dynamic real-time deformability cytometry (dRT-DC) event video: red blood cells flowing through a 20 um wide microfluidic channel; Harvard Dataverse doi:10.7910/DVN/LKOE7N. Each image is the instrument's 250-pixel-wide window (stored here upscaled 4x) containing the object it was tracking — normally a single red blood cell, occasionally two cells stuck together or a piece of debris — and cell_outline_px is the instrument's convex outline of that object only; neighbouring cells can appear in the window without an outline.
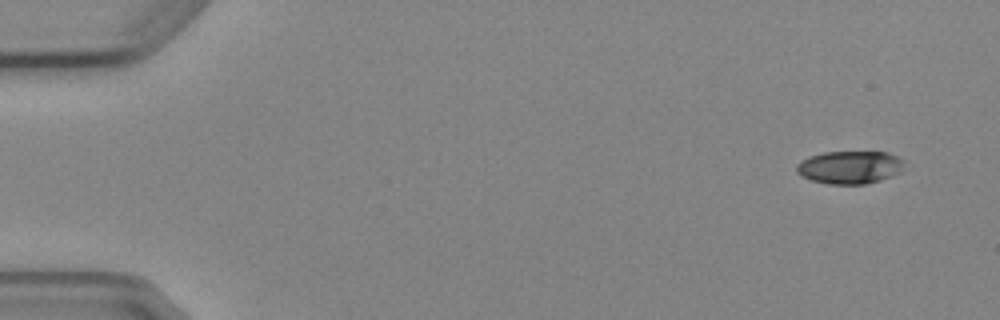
{"species": "Egyptian fruit bat (a non-hibernating species)", "species_latin": "Rousettus aegyptiacus", "temperature_condition": "cold", "stored_images_in_passage": 5, "camera_frame_rate_fps": 3000, "um_per_image_px": 0.085, "animal": {"sex": "female"}, "frame": {"image": 1, "passage_image": 1, "time_ms": 0.0, "image_size_px": [1000, 320], "cell_outline_px": [[904, 160], [900, 172], [892, 176], [880, 180], [864, 184], [828, 184], [812, 180], [800, 176], [796, 172], [796, 164], [800, 160], [808, 156], [824, 152], [888, 152]], "centroid_in_image_um": [72.19, 14.21], "position_along_channel_um": 12.8, "area_um2": 20.75}}
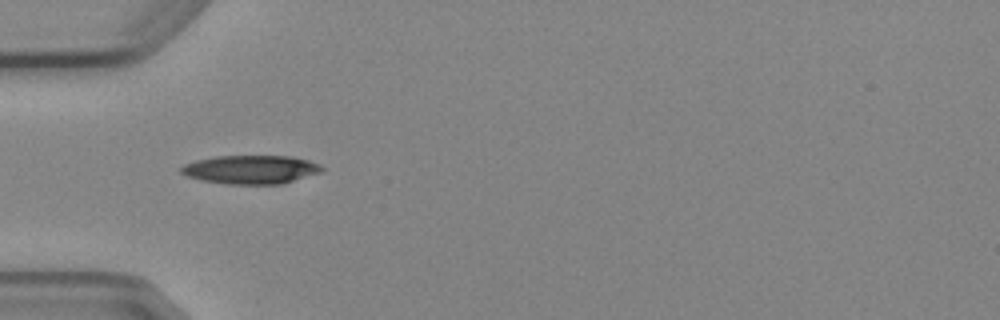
{"frame": {"image": 2, "passage_image": 5, "time_ms": 4.667, "image_size_px": [1000, 320], "cell_outline_px": [[324, 172], [280, 184], [228, 184], [200, 180], [188, 176], [180, 172], [180, 168], [184, 164], [196, 160], [216, 156], [292, 156], [308, 160], [320, 164], [324, 168]], "centroid_in_image_um": [21.35, 14.41], "position_along_channel_um": 63.7, "area_um2": 23.58}}